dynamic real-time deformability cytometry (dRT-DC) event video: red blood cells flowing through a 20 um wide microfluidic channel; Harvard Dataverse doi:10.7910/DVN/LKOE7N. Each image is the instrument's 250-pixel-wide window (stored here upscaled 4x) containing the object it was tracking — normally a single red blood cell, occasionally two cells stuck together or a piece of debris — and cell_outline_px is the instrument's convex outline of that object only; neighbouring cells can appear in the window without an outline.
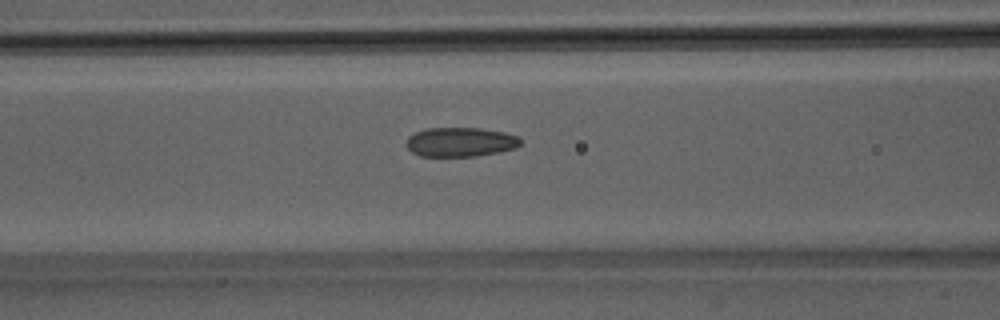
{"species": "Egyptian fruit bat (a non-hibernating species)", "species_latin": "Rousettus aegyptiacus", "temperature_condition": "room temperature", "stored_images_in_passage": 16, "camera_frame_rate_fps": 3000, "um_per_image_px": 0.085, "animal": {"sex": "male"}, "frame": {"image": 1, "passage_image": 16, "time_ms": 5.0, "image_size_px": [1000, 320], "cell_outline_px": [[520, 144], [516, 148], [500, 152], [476, 156], [420, 156], [412, 152], [408, 148], [408, 136], [424, 128], [480, 128], [504, 132], [516, 136], [520, 140]], "centroid_in_image_um": [39.14, 12.07], "position_along_channel_um": 127.5, "area_um2": 19.42}}